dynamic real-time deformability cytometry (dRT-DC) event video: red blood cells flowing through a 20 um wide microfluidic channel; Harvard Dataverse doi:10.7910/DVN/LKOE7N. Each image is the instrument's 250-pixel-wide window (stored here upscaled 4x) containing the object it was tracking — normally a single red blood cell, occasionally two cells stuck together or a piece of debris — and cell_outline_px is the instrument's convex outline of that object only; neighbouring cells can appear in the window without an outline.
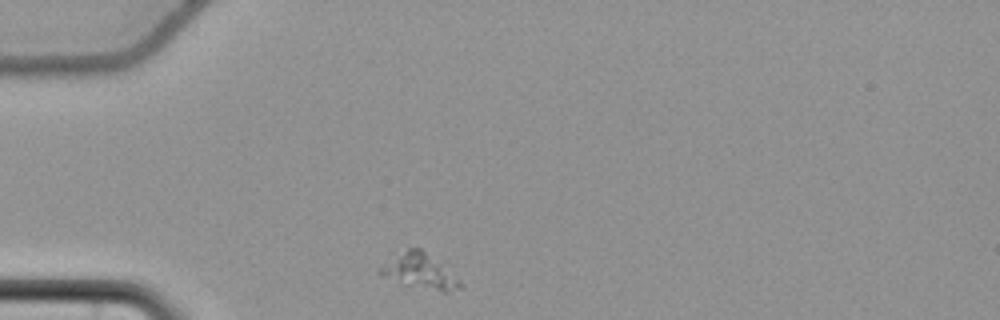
{"species": "common noctule bat (a hibernating species)", "species_latin": "Nyctalus noctula", "temperature_condition": "cold", "stored_images_in_passage": 32, "camera_frame_rate_fps": 3000, "um_per_image_px": 0.085, "animal": {"sex": "female", "body_mass_g": 22.7, "forearm_length_mm": 54.2}, "frame": {"image": 1, "passage_image": 1, "time_ms": 0.0, "image_size_px": [1000, 320], "cell_outline_px": [[464, 288], [448, 292], [444, 292], [408, 284], [384, 276], [376, 272], [376, 268], [408, 248], [420, 248], [460, 280], [464, 284]], "centroid_in_image_um": [35.69, 23.07], "position_along_channel_um": 49.3, "area_um2": 15.66}}
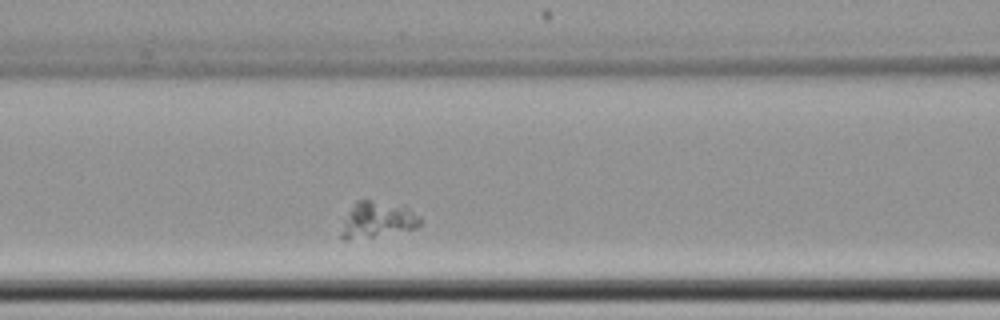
{"frame": {"image": 2, "passage_image": 10, "time_ms": 3.0, "image_size_px": [1000, 320], "cell_outline_px": [[420, 224], [416, 228], [372, 236], [344, 240], [340, 236], [344, 224], [356, 200], [368, 200], [404, 204], [420, 216]], "centroid_in_image_um": [32.14, 18.64], "position_along_channel_um": 134.5, "area_um2": 16.13}}
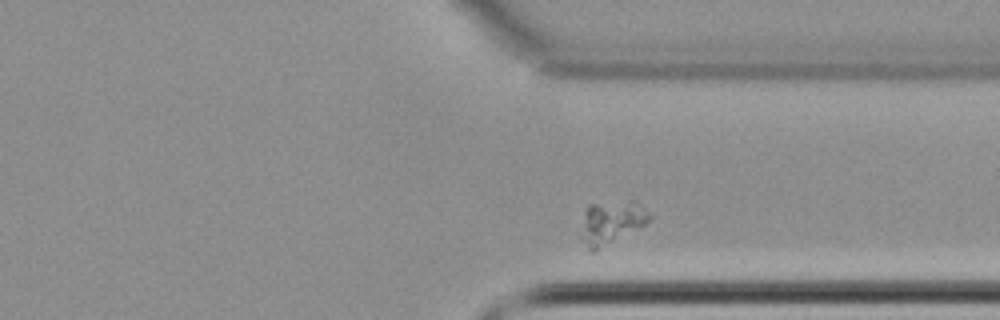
{"frame": {"image": 3, "passage_image": 29, "time_ms": 9.333, "image_size_px": [1000, 320], "cell_outline_px": [[652, 216], [644, 224], [596, 252], [592, 252], [588, 248], [580, 236], [584, 208], [588, 204], [636, 200]], "centroid_in_image_um": [51.92, 18.9], "position_along_channel_um": 359.5, "area_um2": 17.28}}